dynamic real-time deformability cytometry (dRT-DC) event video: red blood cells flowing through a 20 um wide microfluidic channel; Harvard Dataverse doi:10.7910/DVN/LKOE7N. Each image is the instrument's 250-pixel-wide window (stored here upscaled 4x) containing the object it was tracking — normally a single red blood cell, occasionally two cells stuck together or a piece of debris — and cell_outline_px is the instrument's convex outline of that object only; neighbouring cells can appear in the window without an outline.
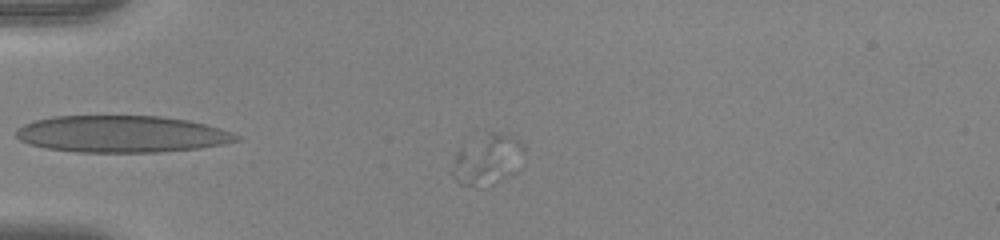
{"species": "human", "species_latin": "Homo sapiens", "temperature_condition": "warm", "stored_images_in_passage": 47, "camera_frame_rate_fps": 3000, "um_per_image_px": 0.085, "donor": {"sex": "female"}, "frame": {"image": 1, "passage_image": 8, "time_ms": 2.333, "image_size_px": [1000, 240], "cell_outline_px": [[524, 164], [516, 172], [492, 184], [480, 188], [460, 184], [452, 176], [452, 172], [456, 152], [460, 148], [488, 132], [496, 132], [520, 140], [524, 144]], "centroid_in_image_um": [41.48, 13.6], "position_along_channel_um": 43.5, "area_um2": 21.33}}
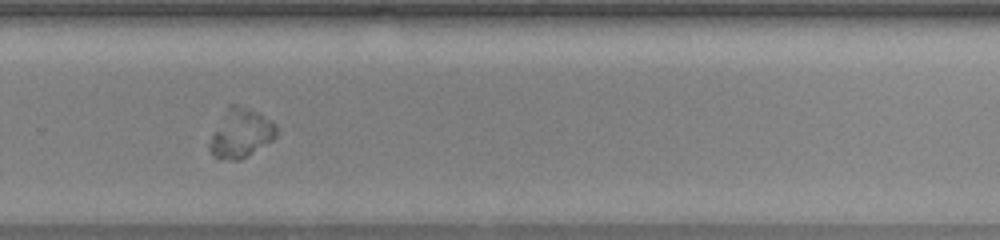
{"frame": {"image": 2, "passage_image": 31, "time_ms": 10.0, "image_size_px": [1000, 240], "cell_outline_px": [[276, 136], [272, 140], [248, 156], [240, 160], [220, 160], [208, 148], [208, 144], [228, 104], [236, 104], [260, 112], [272, 120], [276, 124]], "centroid_in_image_um": [20.49, 11.32], "position_along_channel_um": 309.3, "area_um2": 19.02}}
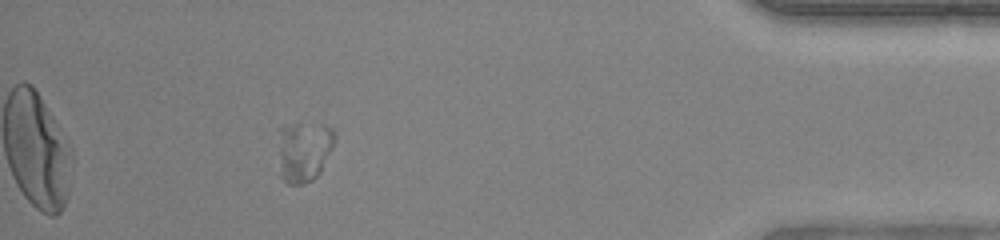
{"frame": {"image": 3, "passage_image": 42, "time_ms": 13.667, "image_size_px": [1000, 240], "cell_outline_px": [[336, 140], [320, 172], [312, 180], [304, 184], [288, 184], [280, 176], [276, 128], [284, 124], [324, 124], [332, 128], [336, 132]], "centroid_in_image_um": [25.79, 12.81], "position_along_channel_um": 409.4, "area_um2": 20.63}}